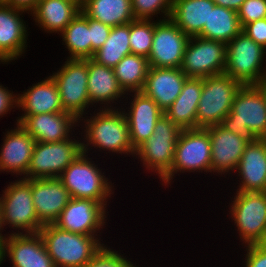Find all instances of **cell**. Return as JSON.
<instances>
[{
    "label": "cell",
    "mask_w": 266,
    "mask_h": 267,
    "mask_svg": "<svg viewBox=\"0 0 266 267\" xmlns=\"http://www.w3.org/2000/svg\"><path fill=\"white\" fill-rule=\"evenodd\" d=\"M249 142L266 133V101L255 85H245L237 92L231 111L219 124Z\"/></svg>",
    "instance_id": "cell-1"
},
{
    "label": "cell",
    "mask_w": 266,
    "mask_h": 267,
    "mask_svg": "<svg viewBox=\"0 0 266 267\" xmlns=\"http://www.w3.org/2000/svg\"><path fill=\"white\" fill-rule=\"evenodd\" d=\"M46 250L56 267H84L104 245L95 236L44 225L39 231Z\"/></svg>",
    "instance_id": "cell-2"
},
{
    "label": "cell",
    "mask_w": 266,
    "mask_h": 267,
    "mask_svg": "<svg viewBox=\"0 0 266 267\" xmlns=\"http://www.w3.org/2000/svg\"><path fill=\"white\" fill-rule=\"evenodd\" d=\"M243 85L229 75L202 78V93L197 107L196 128L219 125L231 111L237 92Z\"/></svg>",
    "instance_id": "cell-3"
},
{
    "label": "cell",
    "mask_w": 266,
    "mask_h": 267,
    "mask_svg": "<svg viewBox=\"0 0 266 267\" xmlns=\"http://www.w3.org/2000/svg\"><path fill=\"white\" fill-rule=\"evenodd\" d=\"M87 147L83 142V152L66 167L59 179L72 198L91 199L105 207L107 197L112 194V186L98 167L86 158Z\"/></svg>",
    "instance_id": "cell-4"
},
{
    "label": "cell",
    "mask_w": 266,
    "mask_h": 267,
    "mask_svg": "<svg viewBox=\"0 0 266 267\" xmlns=\"http://www.w3.org/2000/svg\"><path fill=\"white\" fill-rule=\"evenodd\" d=\"M91 118L85 124V139L89 142L86 144L116 153L136 154L131 145L125 111L107 107Z\"/></svg>",
    "instance_id": "cell-5"
},
{
    "label": "cell",
    "mask_w": 266,
    "mask_h": 267,
    "mask_svg": "<svg viewBox=\"0 0 266 267\" xmlns=\"http://www.w3.org/2000/svg\"><path fill=\"white\" fill-rule=\"evenodd\" d=\"M264 54L266 55V49L241 31L226 44L224 74L237 80L243 86L256 85L266 77V72L261 70Z\"/></svg>",
    "instance_id": "cell-6"
},
{
    "label": "cell",
    "mask_w": 266,
    "mask_h": 267,
    "mask_svg": "<svg viewBox=\"0 0 266 267\" xmlns=\"http://www.w3.org/2000/svg\"><path fill=\"white\" fill-rule=\"evenodd\" d=\"M165 114L157 121L153 134L137 149L138 155L148 170L157 172L161 180L171 171L175 146L181 133Z\"/></svg>",
    "instance_id": "cell-7"
},
{
    "label": "cell",
    "mask_w": 266,
    "mask_h": 267,
    "mask_svg": "<svg viewBox=\"0 0 266 267\" xmlns=\"http://www.w3.org/2000/svg\"><path fill=\"white\" fill-rule=\"evenodd\" d=\"M12 182L0 198L1 225L10 224L22 229L25 234L39 233L43 225L39 222L32 200L31 179Z\"/></svg>",
    "instance_id": "cell-8"
},
{
    "label": "cell",
    "mask_w": 266,
    "mask_h": 267,
    "mask_svg": "<svg viewBox=\"0 0 266 267\" xmlns=\"http://www.w3.org/2000/svg\"><path fill=\"white\" fill-rule=\"evenodd\" d=\"M236 194L230 213L240 239L247 245L266 244V192L236 191Z\"/></svg>",
    "instance_id": "cell-9"
},
{
    "label": "cell",
    "mask_w": 266,
    "mask_h": 267,
    "mask_svg": "<svg viewBox=\"0 0 266 267\" xmlns=\"http://www.w3.org/2000/svg\"><path fill=\"white\" fill-rule=\"evenodd\" d=\"M63 110L78 119L90 105L88 96V58L67 59L57 73H53ZM89 104V105H88Z\"/></svg>",
    "instance_id": "cell-10"
},
{
    "label": "cell",
    "mask_w": 266,
    "mask_h": 267,
    "mask_svg": "<svg viewBox=\"0 0 266 267\" xmlns=\"http://www.w3.org/2000/svg\"><path fill=\"white\" fill-rule=\"evenodd\" d=\"M82 152V143L76 140L36 142L27 179L59 178L66 167Z\"/></svg>",
    "instance_id": "cell-11"
},
{
    "label": "cell",
    "mask_w": 266,
    "mask_h": 267,
    "mask_svg": "<svg viewBox=\"0 0 266 267\" xmlns=\"http://www.w3.org/2000/svg\"><path fill=\"white\" fill-rule=\"evenodd\" d=\"M225 66V43L200 36L190 37L180 67L187 77L204 78L224 74Z\"/></svg>",
    "instance_id": "cell-12"
},
{
    "label": "cell",
    "mask_w": 266,
    "mask_h": 267,
    "mask_svg": "<svg viewBox=\"0 0 266 267\" xmlns=\"http://www.w3.org/2000/svg\"><path fill=\"white\" fill-rule=\"evenodd\" d=\"M204 170L211 172V140L204 128L182 130L175 146L171 171L162 179L170 183L179 171Z\"/></svg>",
    "instance_id": "cell-13"
},
{
    "label": "cell",
    "mask_w": 266,
    "mask_h": 267,
    "mask_svg": "<svg viewBox=\"0 0 266 267\" xmlns=\"http://www.w3.org/2000/svg\"><path fill=\"white\" fill-rule=\"evenodd\" d=\"M189 39L170 18L157 21L148 57L150 67L180 68Z\"/></svg>",
    "instance_id": "cell-14"
},
{
    "label": "cell",
    "mask_w": 266,
    "mask_h": 267,
    "mask_svg": "<svg viewBox=\"0 0 266 267\" xmlns=\"http://www.w3.org/2000/svg\"><path fill=\"white\" fill-rule=\"evenodd\" d=\"M105 208L98 201L71 198L54 225L64 231L95 236L105 223Z\"/></svg>",
    "instance_id": "cell-15"
},
{
    "label": "cell",
    "mask_w": 266,
    "mask_h": 267,
    "mask_svg": "<svg viewBox=\"0 0 266 267\" xmlns=\"http://www.w3.org/2000/svg\"><path fill=\"white\" fill-rule=\"evenodd\" d=\"M31 192L35 211L43 226L54 224L72 198L59 178L31 179Z\"/></svg>",
    "instance_id": "cell-16"
},
{
    "label": "cell",
    "mask_w": 266,
    "mask_h": 267,
    "mask_svg": "<svg viewBox=\"0 0 266 267\" xmlns=\"http://www.w3.org/2000/svg\"><path fill=\"white\" fill-rule=\"evenodd\" d=\"M20 124L36 142H60L69 139V132L78 119L70 112L42 113L20 116Z\"/></svg>",
    "instance_id": "cell-17"
},
{
    "label": "cell",
    "mask_w": 266,
    "mask_h": 267,
    "mask_svg": "<svg viewBox=\"0 0 266 267\" xmlns=\"http://www.w3.org/2000/svg\"><path fill=\"white\" fill-rule=\"evenodd\" d=\"M4 247L13 267H56L39 233H12L4 239Z\"/></svg>",
    "instance_id": "cell-18"
},
{
    "label": "cell",
    "mask_w": 266,
    "mask_h": 267,
    "mask_svg": "<svg viewBox=\"0 0 266 267\" xmlns=\"http://www.w3.org/2000/svg\"><path fill=\"white\" fill-rule=\"evenodd\" d=\"M205 129L208 131L211 140V171L224 174L229 170L237 169L249 141L225 130L220 125Z\"/></svg>",
    "instance_id": "cell-19"
},
{
    "label": "cell",
    "mask_w": 266,
    "mask_h": 267,
    "mask_svg": "<svg viewBox=\"0 0 266 267\" xmlns=\"http://www.w3.org/2000/svg\"><path fill=\"white\" fill-rule=\"evenodd\" d=\"M187 78L180 68L150 67L141 92L165 112L181 93Z\"/></svg>",
    "instance_id": "cell-20"
},
{
    "label": "cell",
    "mask_w": 266,
    "mask_h": 267,
    "mask_svg": "<svg viewBox=\"0 0 266 267\" xmlns=\"http://www.w3.org/2000/svg\"><path fill=\"white\" fill-rule=\"evenodd\" d=\"M16 125V129L5 135L0 152V171L24 174L27 179L36 140L20 124Z\"/></svg>",
    "instance_id": "cell-21"
},
{
    "label": "cell",
    "mask_w": 266,
    "mask_h": 267,
    "mask_svg": "<svg viewBox=\"0 0 266 267\" xmlns=\"http://www.w3.org/2000/svg\"><path fill=\"white\" fill-rule=\"evenodd\" d=\"M24 10L0 2V61L17 59L26 49V26L20 17Z\"/></svg>",
    "instance_id": "cell-22"
},
{
    "label": "cell",
    "mask_w": 266,
    "mask_h": 267,
    "mask_svg": "<svg viewBox=\"0 0 266 267\" xmlns=\"http://www.w3.org/2000/svg\"><path fill=\"white\" fill-rule=\"evenodd\" d=\"M126 119L132 147L136 150L154 132L157 121L164 114L160 107L142 92H134Z\"/></svg>",
    "instance_id": "cell-23"
},
{
    "label": "cell",
    "mask_w": 266,
    "mask_h": 267,
    "mask_svg": "<svg viewBox=\"0 0 266 267\" xmlns=\"http://www.w3.org/2000/svg\"><path fill=\"white\" fill-rule=\"evenodd\" d=\"M237 170L242 177L237 191L266 192V144L262 139L246 145Z\"/></svg>",
    "instance_id": "cell-24"
},
{
    "label": "cell",
    "mask_w": 266,
    "mask_h": 267,
    "mask_svg": "<svg viewBox=\"0 0 266 267\" xmlns=\"http://www.w3.org/2000/svg\"><path fill=\"white\" fill-rule=\"evenodd\" d=\"M201 93L202 78L188 77L181 93L164 114L181 130L196 129Z\"/></svg>",
    "instance_id": "cell-25"
},
{
    "label": "cell",
    "mask_w": 266,
    "mask_h": 267,
    "mask_svg": "<svg viewBox=\"0 0 266 267\" xmlns=\"http://www.w3.org/2000/svg\"><path fill=\"white\" fill-rule=\"evenodd\" d=\"M17 106L24 115L65 112L63 110L58 86L52 76L42 80L17 97Z\"/></svg>",
    "instance_id": "cell-26"
},
{
    "label": "cell",
    "mask_w": 266,
    "mask_h": 267,
    "mask_svg": "<svg viewBox=\"0 0 266 267\" xmlns=\"http://www.w3.org/2000/svg\"><path fill=\"white\" fill-rule=\"evenodd\" d=\"M214 6L212 0H173L170 19L189 37L199 36Z\"/></svg>",
    "instance_id": "cell-27"
},
{
    "label": "cell",
    "mask_w": 266,
    "mask_h": 267,
    "mask_svg": "<svg viewBox=\"0 0 266 267\" xmlns=\"http://www.w3.org/2000/svg\"><path fill=\"white\" fill-rule=\"evenodd\" d=\"M88 96L91 104L110 103L125 92L120 87L113 68L88 58ZM94 102V103H93Z\"/></svg>",
    "instance_id": "cell-28"
},
{
    "label": "cell",
    "mask_w": 266,
    "mask_h": 267,
    "mask_svg": "<svg viewBox=\"0 0 266 267\" xmlns=\"http://www.w3.org/2000/svg\"><path fill=\"white\" fill-rule=\"evenodd\" d=\"M80 11L66 0H40L31 14L45 31L61 33Z\"/></svg>",
    "instance_id": "cell-29"
},
{
    "label": "cell",
    "mask_w": 266,
    "mask_h": 267,
    "mask_svg": "<svg viewBox=\"0 0 266 267\" xmlns=\"http://www.w3.org/2000/svg\"><path fill=\"white\" fill-rule=\"evenodd\" d=\"M81 11L111 28L135 20L131 0H85Z\"/></svg>",
    "instance_id": "cell-30"
},
{
    "label": "cell",
    "mask_w": 266,
    "mask_h": 267,
    "mask_svg": "<svg viewBox=\"0 0 266 267\" xmlns=\"http://www.w3.org/2000/svg\"><path fill=\"white\" fill-rule=\"evenodd\" d=\"M241 31L237 12L215 4L199 36L228 44Z\"/></svg>",
    "instance_id": "cell-31"
},
{
    "label": "cell",
    "mask_w": 266,
    "mask_h": 267,
    "mask_svg": "<svg viewBox=\"0 0 266 267\" xmlns=\"http://www.w3.org/2000/svg\"><path fill=\"white\" fill-rule=\"evenodd\" d=\"M148 58L129 54L113 68L117 81L123 91L141 92L149 71Z\"/></svg>",
    "instance_id": "cell-32"
},
{
    "label": "cell",
    "mask_w": 266,
    "mask_h": 267,
    "mask_svg": "<svg viewBox=\"0 0 266 267\" xmlns=\"http://www.w3.org/2000/svg\"><path fill=\"white\" fill-rule=\"evenodd\" d=\"M129 39L130 23L112 27L106 42L94 53L92 59L99 64L114 68L123 57L131 54Z\"/></svg>",
    "instance_id": "cell-33"
},
{
    "label": "cell",
    "mask_w": 266,
    "mask_h": 267,
    "mask_svg": "<svg viewBox=\"0 0 266 267\" xmlns=\"http://www.w3.org/2000/svg\"><path fill=\"white\" fill-rule=\"evenodd\" d=\"M63 41L70 52L69 59L90 58V31L88 17L80 13L61 32Z\"/></svg>",
    "instance_id": "cell-34"
},
{
    "label": "cell",
    "mask_w": 266,
    "mask_h": 267,
    "mask_svg": "<svg viewBox=\"0 0 266 267\" xmlns=\"http://www.w3.org/2000/svg\"><path fill=\"white\" fill-rule=\"evenodd\" d=\"M151 20L135 19L130 22L131 54L148 58L154 37L155 22Z\"/></svg>",
    "instance_id": "cell-35"
},
{
    "label": "cell",
    "mask_w": 266,
    "mask_h": 267,
    "mask_svg": "<svg viewBox=\"0 0 266 267\" xmlns=\"http://www.w3.org/2000/svg\"><path fill=\"white\" fill-rule=\"evenodd\" d=\"M135 19L150 20L151 16L164 14V20L169 19L173 0H131Z\"/></svg>",
    "instance_id": "cell-36"
},
{
    "label": "cell",
    "mask_w": 266,
    "mask_h": 267,
    "mask_svg": "<svg viewBox=\"0 0 266 267\" xmlns=\"http://www.w3.org/2000/svg\"><path fill=\"white\" fill-rule=\"evenodd\" d=\"M84 267H136V265L133 266L131 261L112 249L102 246Z\"/></svg>",
    "instance_id": "cell-37"
},
{
    "label": "cell",
    "mask_w": 266,
    "mask_h": 267,
    "mask_svg": "<svg viewBox=\"0 0 266 267\" xmlns=\"http://www.w3.org/2000/svg\"><path fill=\"white\" fill-rule=\"evenodd\" d=\"M241 27L266 18V0H246L237 10Z\"/></svg>",
    "instance_id": "cell-38"
},
{
    "label": "cell",
    "mask_w": 266,
    "mask_h": 267,
    "mask_svg": "<svg viewBox=\"0 0 266 267\" xmlns=\"http://www.w3.org/2000/svg\"><path fill=\"white\" fill-rule=\"evenodd\" d=\"M90 31V58L106 42L111 32V27L102 22L88 18Z\"/></svg>",
    "instance_id": "cell-39"
},
{
    "label": "cell",
    "mask_w": 266,
    "mask_h": 267,
    "mask_svg": "<svg viewBox=\"0 0 266 267\" xmlns=\"http://www.w3.org/2000/svg\"><path fill=\"white\" fill-rule=\"evenodd\" d=\"M242 32L266 49V18L244 25Z\"/></svg>",
    "instance_id": "cell-40"
},
{
    "label": "cell",
    "mask_w": 266,
    "mask_h": 267,
    "mask_svg": "<svg viewBox=\"0 0 266 267\" xmlns=\"http://www.w3.org/2000/svg\"><path fill=\"white\" fill-rule=\"evenodd\" d=\"M246 247V267H266V244H250Z\"/></svg>",
    "instance_id": "cell-41"
},
{
    "label": "cell",
    "mask_w": 266,
    "mask_h": 267,
    "mask_svg": "<svg viewBox=\"0 0 266 267\" xmlns=\"http://www.w3.org/2000/svg\"><path fill=\"white\" fill-rule=\"evenodd\" d=\"M11 91L7 90L5 87L0 85V116L5 115L13 105L17 106V96L10 93Z\"/></svg>",
    "instance_id": "cell-42"
},
{
    "label": "cell",
    "mask_w": 266,
    "mask_h": 267,
    "mask_svg": "<svg viewBox=\"0 0 266 267\" xmlns=\"http://www.w3.org/2000/svg\"><path fill=\"white\" fill-rule=\"evenodd\" d=\"M40 0H4L6 5L26 11H33Z\"/></svg>",
    "instance_id": "cell-43"
},
{
    "label": "cell",
    "mask_w": 266,
    "mask_h": 267,
    "mask_svg": "<svg viewBox=\"0 0 266 267\" xmlns=\"http://www.w3.org/2000/svg\"><path fill=\"white\" fill-rule=\"evenodd\" d=\"M216 5L226 7L228 9L237 10L246 0H212Z\"/></svg>",
    "instance_id": "cell-44"
},
{
    "label": "cell",
    "mask_w": 266,
    "mask_h": 267,
    "mask_svg": "<svg viewBox=\"0 0 266 267\" xmlns=\"http://www.w3.org/2000/svg\"><path fill=\"white\" fill-rule=\"evenodd\" d=\"M255 86L261 91L266 101V77L261 79Z\"/></svg>",
    "instance_id": "cell-45"
},
{
    "label": "cell",
    "mask_w": 266,
    "mask_h": 267,
    "mask_svg": "<svg viewBox=\"0 0 266 267\" xmlns=\"http://www.w3.org/2000/svg\"><path fill=\"white\" fill-rule=\"evenodd\" d=\"M4 258H5L4 239H0V264L3 262Z\"/></svg>",
    "instance_id": "cell-46"
},
{
    "label": "cell",
    "mask_w": 266,
    "mask_h": 267,
    "mask_svg": "<svg viewBox=\"0 0 266 267\" xmlns=\"http://www.w3.org/2000/svg\"><path fill=\"white\" fill-rule=\"evenodd\" d=\"M66 1L75 4L80 10L83 8L85 2V0H66Z\"/></svg>",
    "instance_id": "cell-47"
},
{
    "label": "cell",
    "mask_w": 266,
    "mask_h": 267,
    "mask_svg": "<svg viewBox=\"0 0 266 267\" xmlns=\"http://www.w3.org/2000/svg\"><path fill=\"white\" fill-rule=\"evenodd\" d=\"M3 229V227H2V225H1V216H0V230H2ZM1 232V231H0ZM6 237H4L1 233H0V239H5Z\"/></svg>",
    "instance_id": "cell-48"
},
{
    "label": "cell",
    "mask_w": 266,
    "mask_h": 267,
    "mask_svg": "<svg viewBox=\"0 0 266 267\" xmlns=\"http://www.w3.org/2000/svg\"><path fill=\"white\" fill-rule=\"evenodd\" d=\"M264 142H265V144H266V133L262 136V138H261Z\"/></svg>",
    "instance_id": "cell-49"
}]
</instances>
